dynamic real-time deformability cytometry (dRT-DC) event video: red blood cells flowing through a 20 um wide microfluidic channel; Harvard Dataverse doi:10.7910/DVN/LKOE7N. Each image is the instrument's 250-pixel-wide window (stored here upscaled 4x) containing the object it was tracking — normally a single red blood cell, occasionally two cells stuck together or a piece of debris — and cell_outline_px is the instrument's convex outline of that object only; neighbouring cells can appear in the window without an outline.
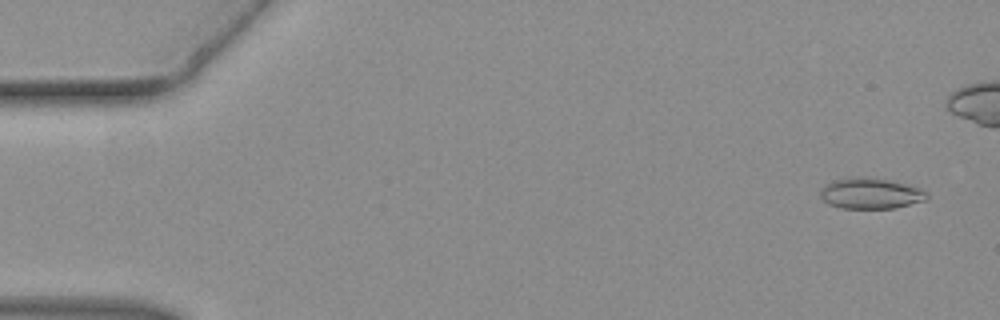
{"species": "common noctule bat (a hibernating species)", "species_latin": "Nyctalus noctula", "temperature_condition": "warm", "stored_images_in_passage": 42, "camera_frame_rate_fps": 3000, "um_per_image_px": 0.085, "animal": {"sex": "female", "body_mass_g": 19.3, "forearm_length_mm": 54.1}, "frame": {"image": 1, "passage_image": 3, "time_ms": 0.667, "image_size_px": [1000, 320], "cell_outline_px": [[928, 196], [924, 200], [896, 208], [840, 208], [828, 204], [820, 196], [820, 188], [824, 184], [832, 180], [848, 176], [864, 176], [892, 180], [908, 184], [920, 188], [928, 192]], "centroid_in_image_um": [73.96, 16.41], "position_along_channel_um": 11.0, "area_um2": 19.59}}
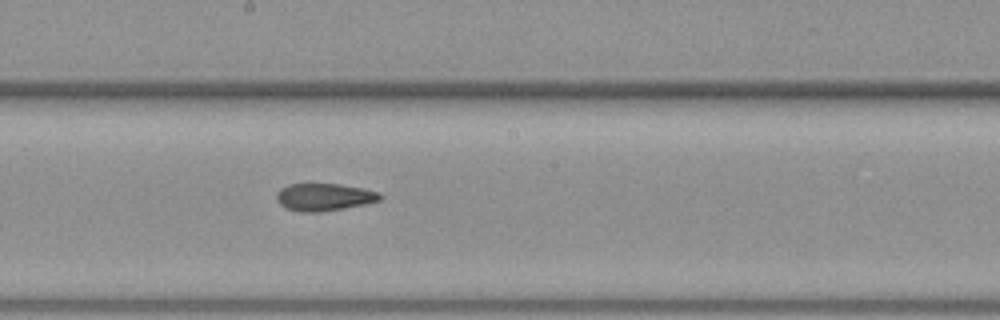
{"frame": {"image": 2, "passage_image": 26, "time_ms": 8.333, "image_size_px": [1000, 320], "cell_outline_px": [[384, 196], [380, 200], [364, 204], [344, 208], [320, 212], [300, 212], [288, 208], [280, 204], [276, 200], [276, 192], [280, 188], [288, 184], [340, 184], [380, 192]], "centroid_in_image_um": [27.54, 16.75], "position_along_channel_um": 220.7, "area_um2": 16.53}}
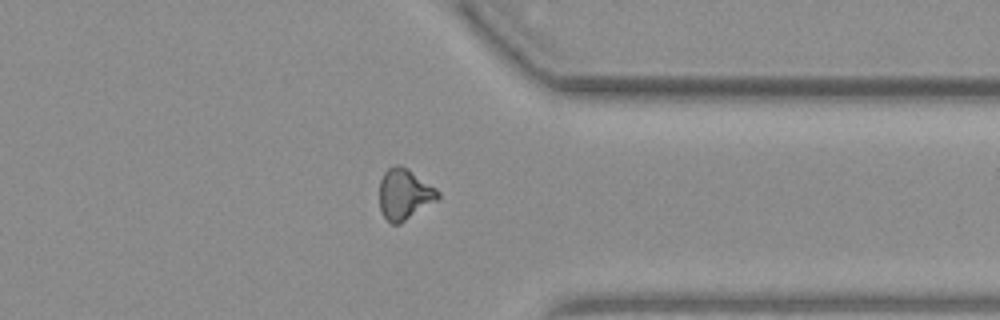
{"frame": {"image": 3, "passage_image": 37, "time_ms": 12.0, "image_size_px": [1000, 320], "cell_outline_px": [[440, 196], [436, 200], [400, 224], [392, 224], [384, 216], [380, 208], [380, 180], [384, 172], [388, 168], [396, 164], [400, 164], [408, 168], [436, 188], [440, 192]], "centroid_in_image_um": [34.37, 16.48], "position_along_channel_um": 377.0, "area_um2": 17.22}}